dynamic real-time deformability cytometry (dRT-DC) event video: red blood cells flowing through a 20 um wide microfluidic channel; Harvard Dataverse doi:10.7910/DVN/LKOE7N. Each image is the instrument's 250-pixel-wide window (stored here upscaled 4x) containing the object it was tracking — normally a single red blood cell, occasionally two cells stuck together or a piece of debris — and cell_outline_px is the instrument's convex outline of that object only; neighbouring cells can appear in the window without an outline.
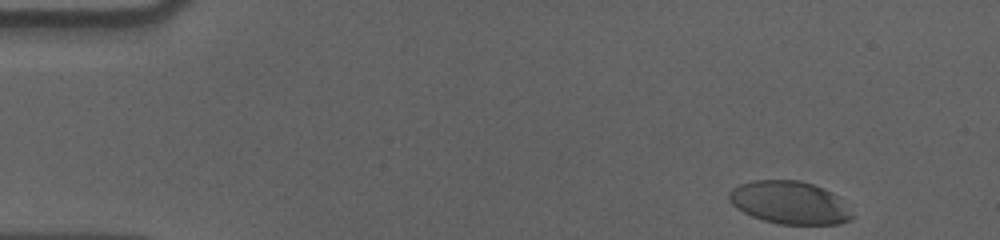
{"species": "human", "species_latin": "Homo sapiens", "temperature_condition": "cold", "stored_images_in_passage": 44, "camera_frame_rate_fps": 3000, "um_per_image_px": 0.085, "donor": {"sex": "male"}, "frame": {"image": 1, "passage_image": 1, "time_ms": 0.0, "image_size_px": [1000, 240], "cell_outline_px": [[856, 216], [840, 224], [780, 224], [764, 220], [752, 216], [736, 208], [728, 200], [728, 192], [732, 188], [740, 184], [756, 180], [800, 180], [812, 184], [832, 192]], "centroid_in_image_um": [67.09, 17.22], "position_along_channel_um": 17.9, "area_um2": 30.58}}
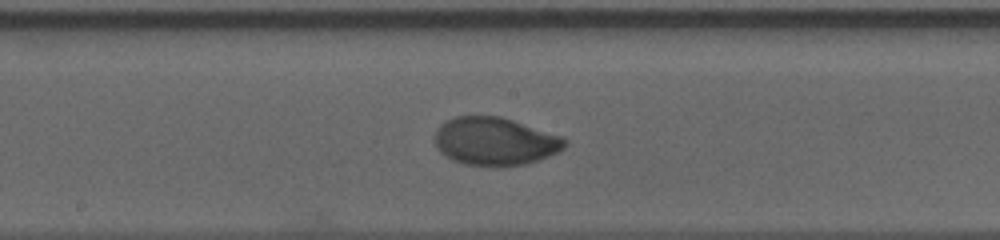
{"frame": {"image": 2, "passage_image": 26, "time_ms": 8.333, "image_size_px": [1000, 240], "cell_outline_px": [[568, 144], [564, 148], [548, 156], [524, 164], [464, 164], [452, 160], [444, 156], [436, 148], [436, 128], [440, 124], [456, 116], [500, 116], [564, 136], [568, 140]], "centroid_in_image_um": [42.08, 11.98], "position_along_channel_um": 206.1, "area_um2": 35.95}}
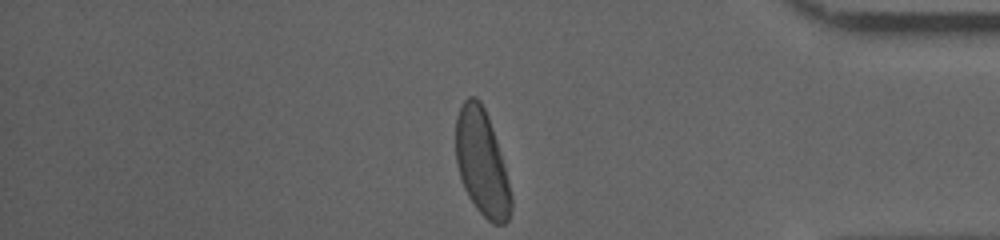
{"frame": {"image": 3, "passage_image": 44, "time_ms": 14.333, "image_size_px": [1000, 240], "cell_outline_px": [[512, 208], [508, 220], [504, 224], [492, 224], [476, 208], [468, 196], [464, 188], [456, 164], [456, 116], [460, 104], [468, 96], [476, 96], [480, 100], [488, 116], [504, 164], [512, 196]], "centroid_in_image_um": [40.95, 13.83], "position_along_channel_um": 394.3, "area_um2": 34.22}, "authors_computed_cell_mechanics": {"area_um2": 35.4025, "velocity_mm_per_s": 3.5661, "shape_relaxation_time_tau1_ms": 4.2829, "shape_relaxation_time_tau2_ms": null, "deformation_change_tau1": 0.184, "deformation_change_tau2": null}}